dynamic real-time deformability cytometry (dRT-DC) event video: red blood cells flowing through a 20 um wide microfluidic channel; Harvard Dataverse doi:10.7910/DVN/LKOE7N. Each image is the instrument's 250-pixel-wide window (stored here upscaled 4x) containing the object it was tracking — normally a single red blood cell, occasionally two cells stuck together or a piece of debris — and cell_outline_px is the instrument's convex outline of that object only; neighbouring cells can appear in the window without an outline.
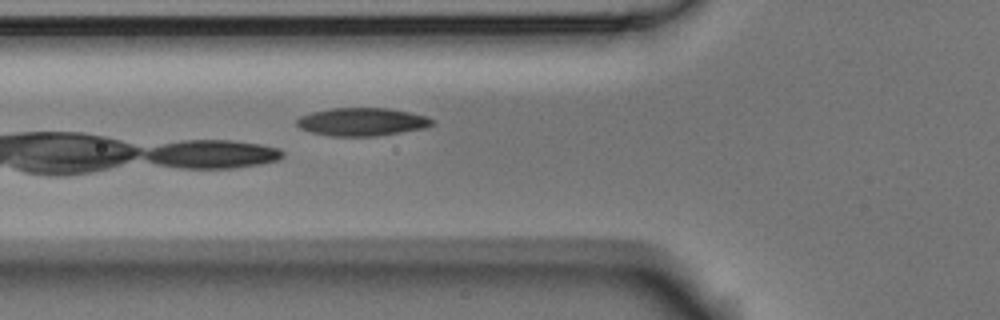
{"species": "Egyptian fruit bat (a non-hibernating species)", "species_latin": "Rousettus aegyptiacus", "temperature_condition": "room temperature", "stored_images_in_passage": 5, "camera_frame_rate_fps": 3000, "um_per_image_px": 0.085, "animal": {"sex": "male"}, "frame": {"image": 1, "passage_image": 5, "time_ms": 1.333, "image_size_px": [1000, 320], "cell_outline_px": [[436, 124], [424, 128], [376, 136], [328, 136], [312, 132], [300, 128], [296, 124], [296, 120], [300, 116], [312, 112], [328, 108], [388, 108], [428, 116]], "centroid_in_image_um": [30.76, 10.35], "position_along_channel_um": 95.0, "area_um2": 22.14}}